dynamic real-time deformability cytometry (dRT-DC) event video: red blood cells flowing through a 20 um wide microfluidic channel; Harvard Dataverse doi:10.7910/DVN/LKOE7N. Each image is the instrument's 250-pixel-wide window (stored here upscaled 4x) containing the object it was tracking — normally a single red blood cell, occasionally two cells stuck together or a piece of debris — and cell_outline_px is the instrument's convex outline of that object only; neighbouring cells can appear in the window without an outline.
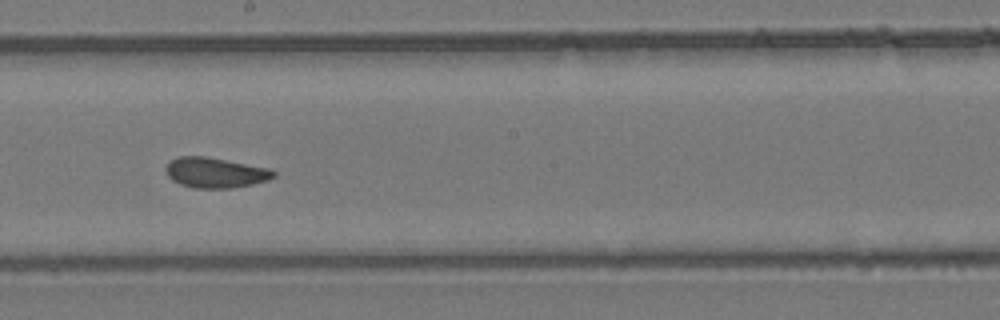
{"species": "common noctule bat (a hibernating species)", "species_latin": "Nyctalus noctula", "temperature_condition": "room temperature", "stored_images_in_passage": 38, "camera_frame_rate_fps": 3000, "um_per_image_px": 0.085, "animal": {"sex": "female", "body_mass_g": 24.6, "forearm_length_mm": 56.2}, "frame": {"image": 1, "passage_image": 16, "time_ms": 5.0, "image_size_px": [1000, 320], "cell_outline_px": [[276, 176], [268, 180], [252, 184], [232, 188], [192, 188], [180, 184], [172, 180], [168, 176], [164, 168], [168, 160], [180, 156], [204, 156], [268, 168], [276, 172]], "centroid_in_image_um": [18.25, 14.68], "position_along_channel_um": 229.9, "area_um2": 19.07}}
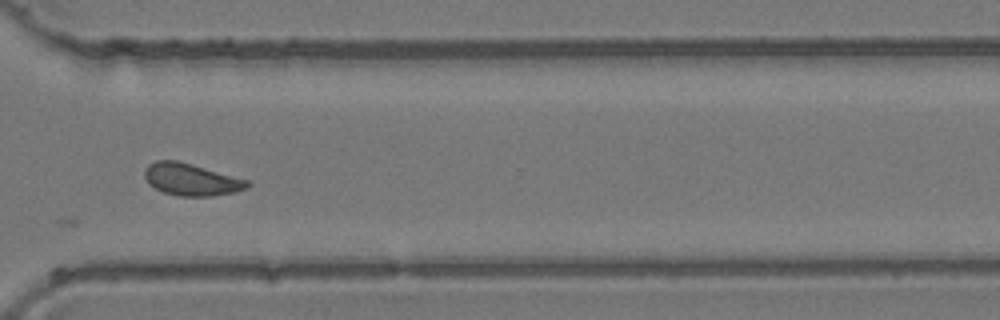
{"frame": {"image": 2, "passage_image": 25, "time_ms": 8.0, "image_size_px": [1000, 320], "cell_outline_px": [[252, 184], [248, 188], [236, 192], [212, 196], [176, 196], [164, 192], [148, 184], [144, 176], [144, 168], [148, 164], [156, 160], [176, 160], [192, 164], [248, 180]], "centroid_in_image_um": [16.25, 15.26], "position_along_channel_um": 354.4, "area_um2": 19.36}}
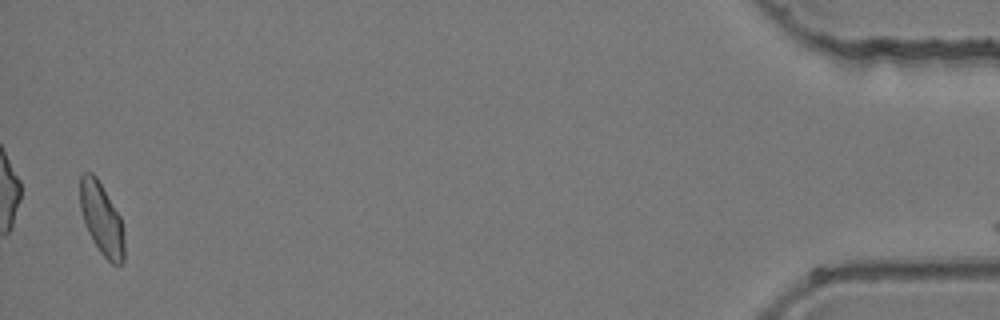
{"frame": {"image": 3, "passage_image": 37, "time_ms": 12.0, "image_size_px": [1000, 320], "cell_outline_px": [[124, 260], [120, 264], [112, 264], [100, 252], [92, 240], [84, 224], [80, 208], [80, 176], [84, 172], [92, 172], [96, 176], [120, 216], [124, 236]], "centroid_in_image_um": [8.63, 18.61], "position_along_channel_um": 426.6, "area_um2": 18.55}}